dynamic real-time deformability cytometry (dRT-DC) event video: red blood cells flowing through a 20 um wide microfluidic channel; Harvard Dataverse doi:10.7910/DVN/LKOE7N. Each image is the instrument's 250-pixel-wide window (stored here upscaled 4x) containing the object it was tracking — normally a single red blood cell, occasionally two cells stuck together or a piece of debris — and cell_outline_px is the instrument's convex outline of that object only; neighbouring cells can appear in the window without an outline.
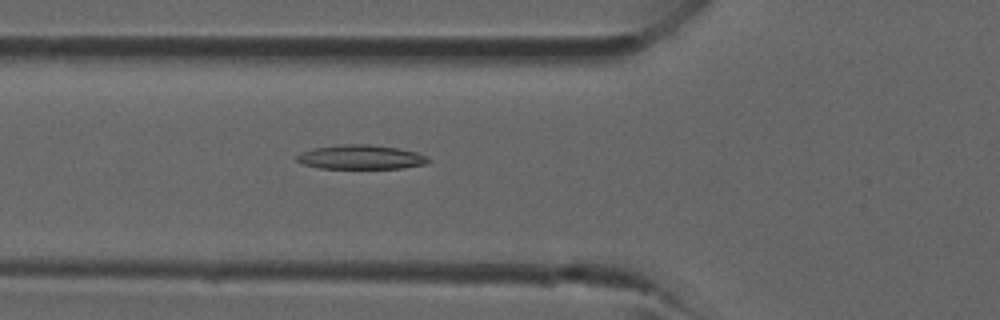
{"species": "common noctule bat (a hibernating species)", "species_latin": "Nyctalus noctula", "temperature_condition": "room temperature", "stored_images_in_passage": 28, "camera_frame_rate_fps": 3000, "um_per_image_px": 0.085, "animal": {"sex": "male", "forearm_length_mm": 52.5}, "frame": {"image": 1, "passage_image": 2, "time_ms": 0.333, "image_size_px": [1000, 320], "cell_outline_px": [[428, 164], [404, 168], [320, 168], [304, 164], [296, 160], [296, 156], [300, 152], [312, 148], [340, 144], [368, 144], [400, 148], [416, 152], [424, 156], [428, 160]], "centroid_in_image_um": [30.65, 13.35], "position_along_channel_um": 95.2, "area_um2": 18.61}}
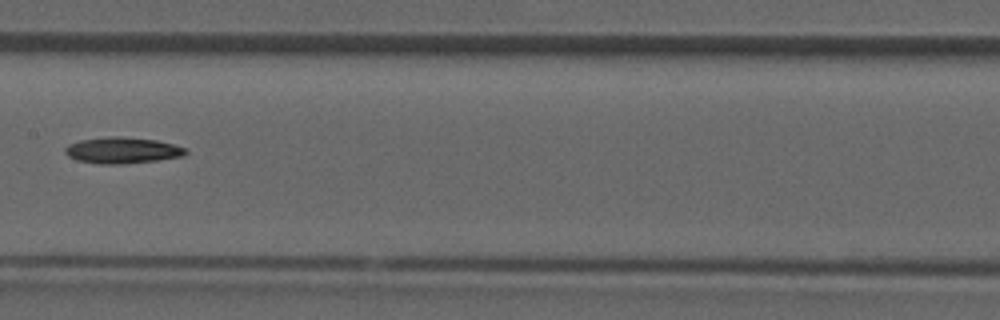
{"frame": {"image": 2, "passage_image": 8, "time_ms": 2.333, "image_size_px": [1000, 320], "cell_outline_px": [[188, 152], [184, 156], [156, 160], [120, 164], [100, 164], [76, 160], [68, 156], [64, 152], [64, 148], [68, 144], [80, 140], [108, 136], [116, 136], [156, 140], [172, 144], [184, 148]], "centroid_in_image_um": [10.35, 12.78], "position_along_channel_um": 197.1, "area_um2": 18.32}}
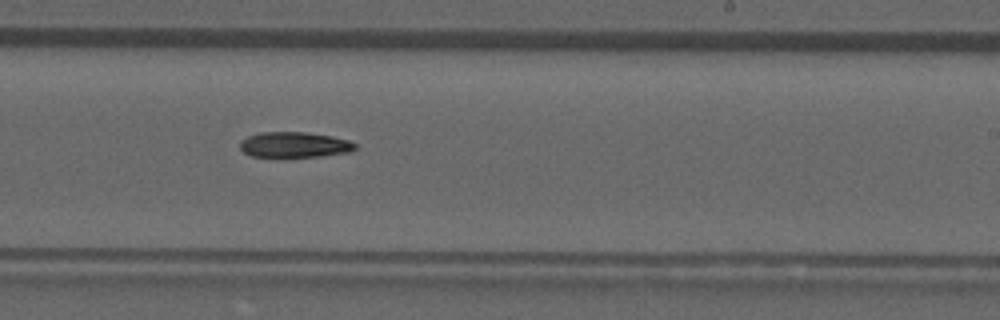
{"frame": {"image": 3, "passage_image": 12, "time_ms": 3.667, "image_size_px": [1000, 320], "cell_outline_px": [[356, 148], [352, 152], [288, 160], [284, 160], [252, 156], [244, 152], [240, 148], [240, 140], [248, 136], [260, 132], [304, 132], [332, 136], [348, 140], [356, 144]], "centroid_in_image_um": [25.0, 12.35], "position_along_channel_um": 264.0, "area_um2": 18.03}}